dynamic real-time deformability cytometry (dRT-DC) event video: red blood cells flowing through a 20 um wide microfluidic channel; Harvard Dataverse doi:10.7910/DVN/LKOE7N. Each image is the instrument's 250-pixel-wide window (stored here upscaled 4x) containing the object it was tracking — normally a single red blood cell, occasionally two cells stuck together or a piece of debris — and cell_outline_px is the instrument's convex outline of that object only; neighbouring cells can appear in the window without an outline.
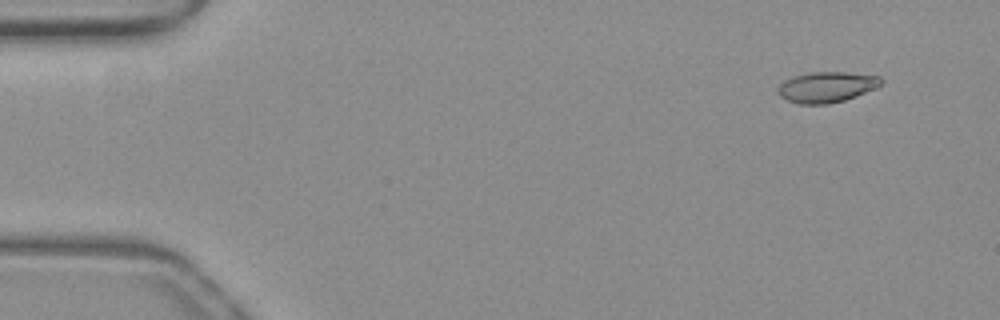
{"species": "common noctule bat (a hibernating species)", "species_latin": "Nyctalus noctula", "temperature_condition": "warm", "stored_images_in_passage": 53, "camera_frame_rate_fps": 3000, "um_per_image_px": 0.085, "animal": {"sex": "female", "body_mass_g": 19.3, "forearm_length_mm": 54.1}, "frame": {"image": 1, "passage_image": 5, "time_ms": 1.333, "image_size_px": [1000, 320], "cell_outline_px": [[884, 80], [880, 84], [856, 96], [844, 100], [828, 104], [796, 104], [780, 96], [776, 88], [784, 80], [796, 76], [812, 72], [844, 72], [880, 76]], "centroid_in_image_um": [70.23, 7.4], "position_along_channel_um": 14.8, "area_um2": 18.21}}
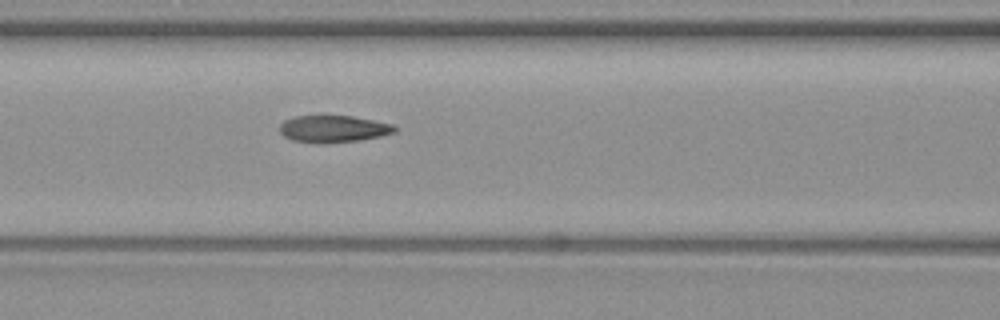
{"frame": {"image": 2, "passage_image": 23, "time_ms": 7.333, "image_size_px": [1000, 320], "cell_outline_px": [[396, 132], [380, 136], [356, 140], [292, 140], [284, 136], [280, 132], [280, 124], [284, 120], [296, 116], [352, 116], [392, 124], [396, 128]], "centroid_in_image_um": [28.35, 10.9], "position_along_channel_um": 138.3, "area_um2": 16.99}}
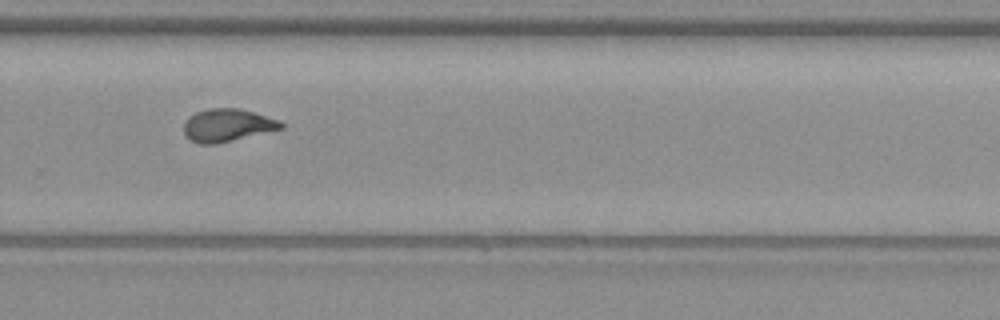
{"frame": {"image": 3, "passage_image": 36, "time_ms": 11.667, "image_size_px": [1000, 320], "cell_outline_px": [[284, 128], [216, 144], [200, 144], [188, 140], [184, 132], [184, 120], [188, 116], [196, 112], [208, 108], [240, 108], [280, 120], [284, 124]], "centroid_in_image_um": [19.3, 10.64], "position_along_channel_um": 310.5, "area_um2": 18.73}, "authors_computed_cell_mechanics": {"area_um2": 18.3226, "velocity_mm_per_s": 3.9809, "shape_relaxation_time_tau1_ms": 7.9765, "shape_relaxation_time_tau2_ms": 1.3798, "deformation_change_tau1": 0.2422, "deformation_change_tau2": 0.0739}}